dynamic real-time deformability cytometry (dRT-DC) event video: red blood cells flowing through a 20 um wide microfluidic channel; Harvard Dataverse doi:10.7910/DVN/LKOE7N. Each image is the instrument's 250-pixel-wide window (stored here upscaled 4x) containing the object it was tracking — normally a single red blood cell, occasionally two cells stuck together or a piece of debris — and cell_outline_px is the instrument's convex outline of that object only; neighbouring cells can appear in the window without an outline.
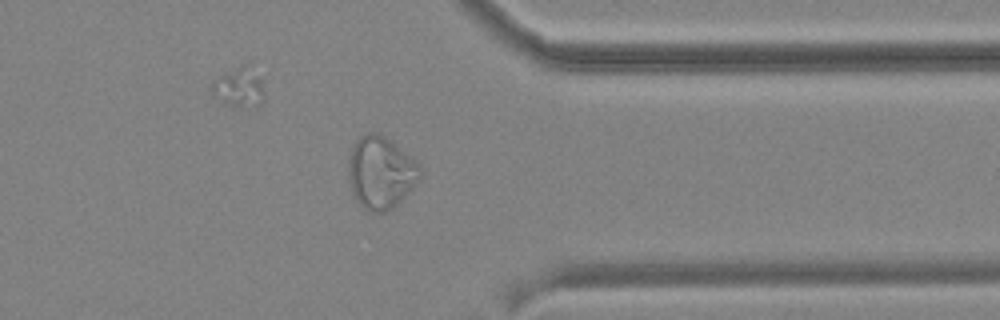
{"species": "common noctule bat (a hibernating species)", "species_latin": "Nyctalus noctula", "temperature_condition": "cold", "stored_images_in_passage": 13, "camera_frame_rate_fps": 3000, "um_per_image_px": 0.085, "animal": {"sex": "male", "body_mass_g": 19.2, "forearm_length_mm": 51.8}, "frame": {"image": 1, "passage_image": 11, "time_ms": 11.667, "image_size_px": [1000, 320], "cell_outline_px": [[420, 180], [392, 208], [384, 212], [368, 212], [356, 200], [352, 192], [348, 172], [348, 164], [352, 148], [356, 140], [360, 136], [368, 132], [376, 132], [392, 140], [416, 160], [420, 164]], "centroid_in_image_um": [32.37, 14.65], "position_along_channel_um": 379.0, "area_um2": 30.23}}